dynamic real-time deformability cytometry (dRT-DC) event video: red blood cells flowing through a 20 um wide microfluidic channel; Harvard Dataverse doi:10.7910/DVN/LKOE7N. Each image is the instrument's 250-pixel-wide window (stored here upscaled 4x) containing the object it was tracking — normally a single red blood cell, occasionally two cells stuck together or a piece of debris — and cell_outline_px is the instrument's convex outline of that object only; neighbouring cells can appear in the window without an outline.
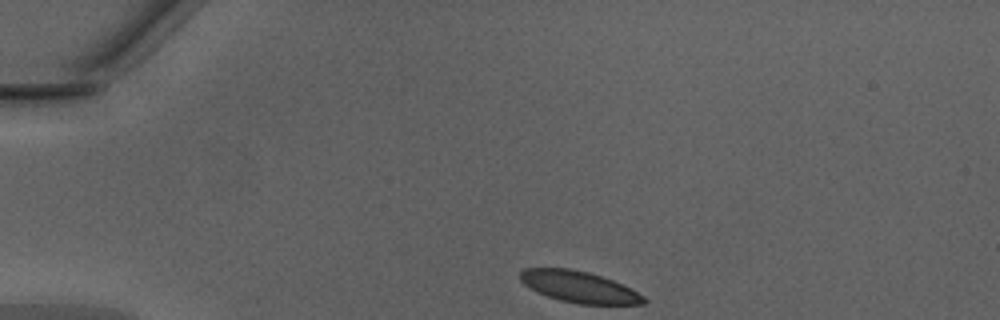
{"species": "Egyptian fruit bat (a non-hibernating species)", "species_latin": "Rousettus aegyptiacus", "temperature_condition": "warm", "stored_images_in_passage": 32, "camera_frame_rate_fps": 3000, "um_per_image_px": 0.085, "animal": {"sex": "male"}, "frame": {"image": 1, "passage_image": 1, "time_ms": 0.0, "image_size_px": [1000, 320], "cell_outline_px": [[648, 300], [644, 304], [580, 304], [560, 300], [536, 292], [528, 288], [520, 280], [520, 272], [524, 268], [572, 268], [588, 272], [624, 284], [644, 296]], "centroid_in_image_um": [49.22, 24.38], "position_along_channel_um": 35.8, "area_um2": 22.66}}
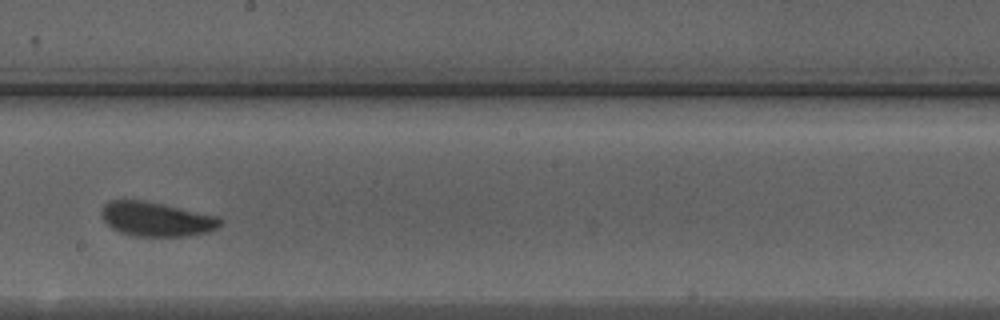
{"frame": {"image": 2, "passage_image": 19, "time_ms": 6.0, "image_size_px": [1000, 320], "cell_outline_px": [[224, 224], [208, 232], [184, 236], [136, 236], [120, 232], [112, 228], [100, 216], [100, 208], [104, 204], [112, 200], [144, 200], [164, 204], [220, 216], [224, 220]], "centroid_in_image_um": [13.32, 18.61], "position_along_channel_um": 234.9, "area_um2": 24.04}}
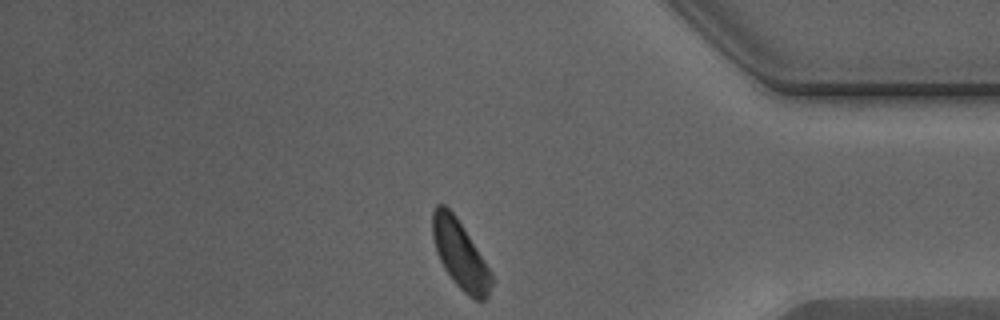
{"frame": {"image": 3, "passage_image": 32, "time_ms": 10.333, "image_size_px": [1000, 320], "cell_outline_px": [[492, 284], [488, 296], [484, 300], [476, 300], [468, 296], [452, 280], [444, 268], [436, 252], [432, 236], [432, 212], [436, 204], [444, 204], [456, 216], [464, 228], [492, 272]], "centroid_in_image_um": [39.1, 21.63], "position_along_channel_um": 396.1, "area_um2": 23.35}, "authors_computed_cell_mechanics": {"area_um2": 24.0159, "velocity_mm_per_s": 4.2531, "shape_relaxation_time_tau1_ms": 3.3269, "shape_relaxation_time_tau2_ms": 2.16, "deformation_change_tau1": 0.0916, "deformation_change_tau2": 0.0817}}